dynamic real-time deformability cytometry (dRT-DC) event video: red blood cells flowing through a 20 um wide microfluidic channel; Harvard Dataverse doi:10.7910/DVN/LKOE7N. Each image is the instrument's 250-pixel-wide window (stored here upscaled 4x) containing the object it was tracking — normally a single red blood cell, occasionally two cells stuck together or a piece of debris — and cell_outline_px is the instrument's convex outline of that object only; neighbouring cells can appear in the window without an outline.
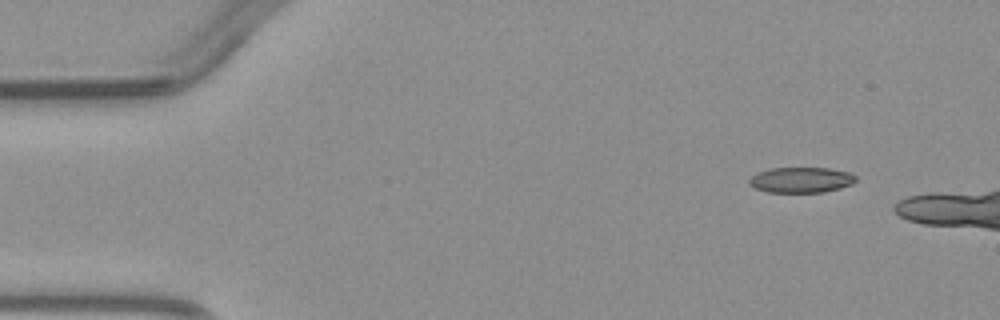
{"species": "common noctule bat (a hibernating species)", "species_latin": "Nyctalus noctula", "temperature_condition": "warm", "stored_images_in_passage": 2, "camera_frame_rate_fps": 3000, "um_per_image_px": 0.085, "animal": {"sex": "male", "body_mass_g": 23.1, "forearm_length_mm": 52.7}, "frame": {"image": 1, "passage_image": 1, "time_ms": 0.0, "image_size_px": [1000, 320], "cell_outline_px": [[856, 180], [852, 184], [840, 188], [824, 192], [768, 192], [756, 188], [748, 184], [748, 180], [752, 176], [768, 168], [828, 168], [848, 172], [856, 176]], "centroid_in_image_um": [68.09, 15.29], "position_along_channel_um": 16.9, "area_um2": 15.78}}